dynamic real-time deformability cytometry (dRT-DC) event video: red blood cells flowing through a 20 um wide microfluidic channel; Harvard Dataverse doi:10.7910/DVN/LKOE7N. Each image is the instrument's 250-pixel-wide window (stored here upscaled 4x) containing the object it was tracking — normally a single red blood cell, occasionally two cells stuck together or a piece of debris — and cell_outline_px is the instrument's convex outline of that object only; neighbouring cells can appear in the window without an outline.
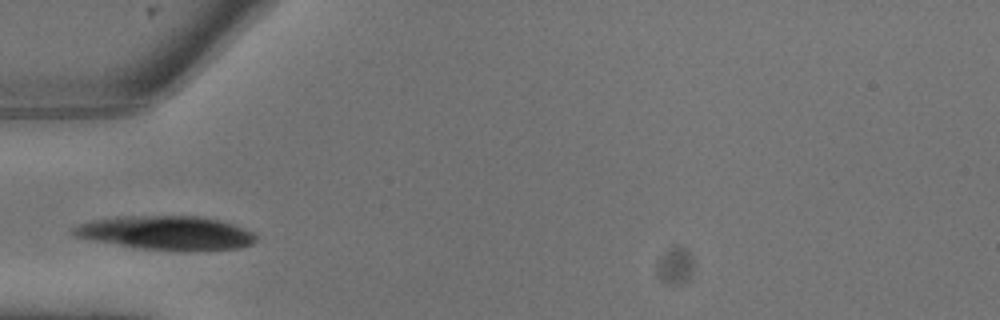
{"species": "common noctule bat (a hibernating species)", "species_latin": "Nyctalus noctula", "temperature_condition": "warm", "stored_images_in_passage": 6, "camera_frame_rate_fps": 3000, "um_per_image_px": 0.085, "animal": {"sex": "male", "body_mass_g": 13.3}, "frame": {"image": 1, "passage_image": 5, "time_ms": 1.333, "image_size_px": [1000, 320], "cell_outline_px": [[256, 240], [252, 244], [240, 248], [188, 252], [184, 252], [140, 248], [92, 240], [72, 236], [68, 232], [68, 228], [92, 220], [120, 216], [204, 216], [220, 220], [244, 228], [252, 232], [256, 236]], "centroid_in_image_um": [14.12, 19.8], "position_along_channel_um": 70.9, "area_um2": 36.65}}